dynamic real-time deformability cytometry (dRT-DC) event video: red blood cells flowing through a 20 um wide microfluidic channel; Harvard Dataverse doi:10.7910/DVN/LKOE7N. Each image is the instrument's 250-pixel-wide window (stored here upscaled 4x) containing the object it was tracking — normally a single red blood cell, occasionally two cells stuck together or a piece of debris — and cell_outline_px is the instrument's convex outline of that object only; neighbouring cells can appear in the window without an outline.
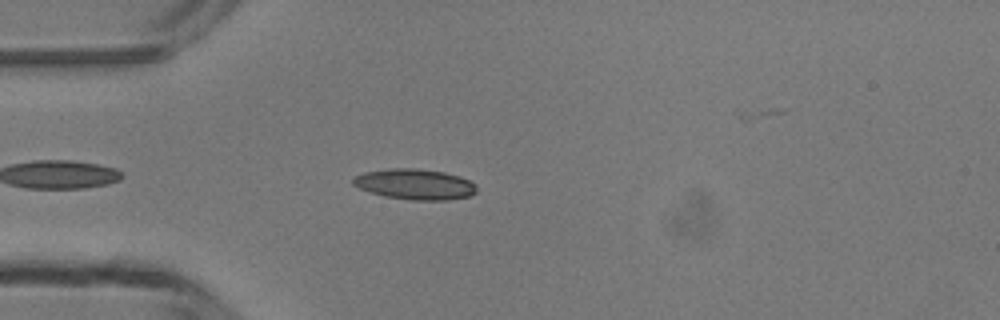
{"species": "common noctule bat (a hibernating species)", "species_latin": "Nyctalus noctula", "temperature_condition": "room temperature", "stored_images_in_passage": 24, "camera_frame_rate_fps": 3000, "um_per_image_px": 0.085, "animal": {"sex": "male", "body_mass_g": 13.3}, "frame": {"image": 1, "passage_image": 3, "time_ms": 0.667, "image_size_px": [1000, 320], "cell_outline_px": [[476, 192], [472, 196], [448, 200], [408, 200], [384, 196], [360, 188], [352, 184], [352, 180], [356, 176], [364, 172], [388, 168], [416, 168], [444, 172], [460, 176], [476, 184]], "centroid_in_image_um": [35.29, 15.66], "position_along_channel_um": 49.7, "area_um2": 22.14}}
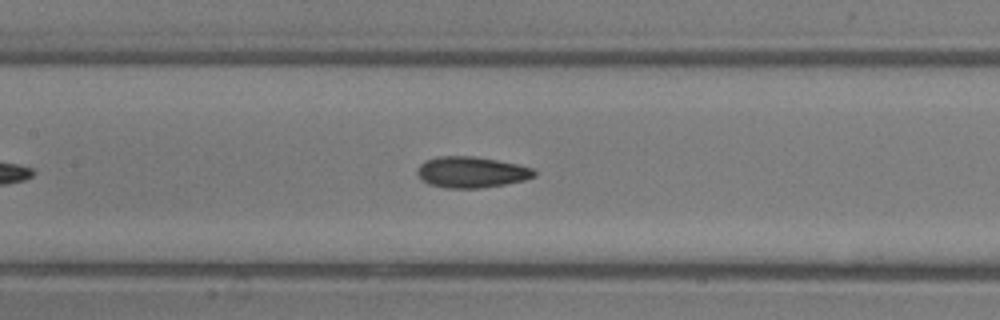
{"frame": {"image": 2, "passage_image": 12, "time_ms": 3.667, "image_size_px": [1000, 320], "cell_outline_px": [[536, 176], [524, 180], [504, 184], [480, 188], [444, 188], [428, 184], [420, 180], [416, 172], [416, 168], [424, 160], [436, 156], [472, 156], [496, 160], [516, 164], [532, 168], [536, 172]], "centroid_in_image_um": [40.0, 14.63], "position_along_channel_um": 167.4, "area_um2": 21.33}}
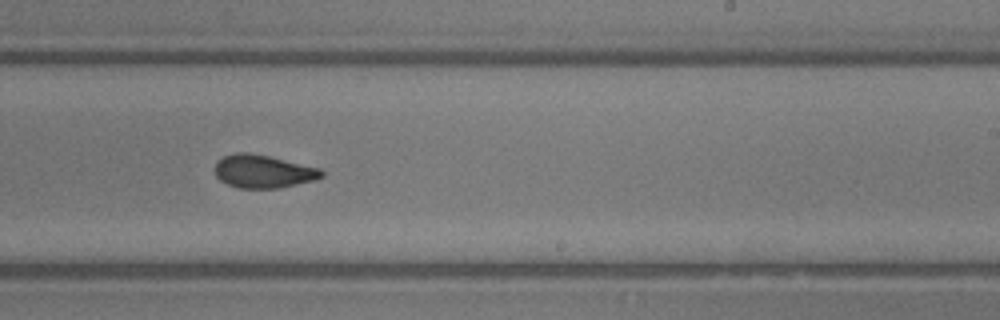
{"frame": {"image": 3, "passage_image": 19, "time_ms": 6.0, "image_size_px": [1000, 320], "cell_outline_px": [[324, 176], [316, 180], [276, 188], [240, 188], [228, 184], [220, 180], [216, 176], [216, 160], [224, 156], [236, 152], [248, 152], [268, 156], [320, 168], [324, 172]], "centroid_in_image_um": [22.37, 14.56], "position_along_channel_um": 266.6, "area_um2": 20.46}}